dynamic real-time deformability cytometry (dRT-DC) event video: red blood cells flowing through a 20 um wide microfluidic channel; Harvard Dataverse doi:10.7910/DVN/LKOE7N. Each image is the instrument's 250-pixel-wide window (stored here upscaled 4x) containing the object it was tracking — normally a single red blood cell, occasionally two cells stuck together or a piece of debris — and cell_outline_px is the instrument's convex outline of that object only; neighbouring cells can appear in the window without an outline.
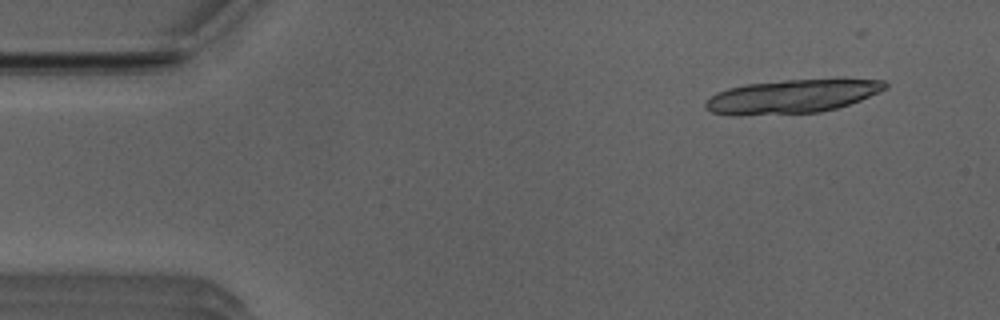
{"species": "Egyptian fruit bat (a non-hibernating species)", "species_latin": "Rousettus aegyptiacus", "temperature_condition": "room temperature", "stored_images_in_passage": 13, "camera_frame_rate_fps": 3000, "um_per_image_px": 0.085, "animal": {"sex": "male"}, "frame": {"image": 1, "passage_image": 1, "time_ms": 0.0, "image_size_px": [1000, 320], "cell_outline_px": [[888, 88], [860, 100], [836, 108], [820, 112], [736, 116], [712, 112], [704, 108], [704, 104], [716, 92], [728, 88], [744, 84], [784, 80], [884, 80], [888, 84]], "centroid_in_image_um": [67.26, 8.21], "position_along_channel_um": 17.7, "area_um2": 34.97}}